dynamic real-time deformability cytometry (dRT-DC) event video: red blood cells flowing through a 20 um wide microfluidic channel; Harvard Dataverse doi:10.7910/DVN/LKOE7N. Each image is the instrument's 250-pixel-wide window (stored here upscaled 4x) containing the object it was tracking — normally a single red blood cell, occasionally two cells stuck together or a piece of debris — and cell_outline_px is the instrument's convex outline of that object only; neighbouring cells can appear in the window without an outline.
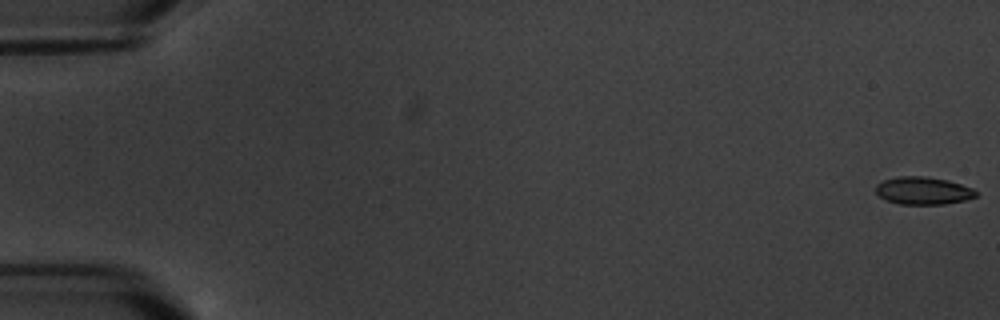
{"species": "common noctule bat (a hibernating species)", "species_latin": "Nyctalus noctula", "temperature_condition": "warm", "stored_images_in_passage": 5, "camera_frame_rate_fps": 3000, "um_per_image_px": 0.085, "animal": {"sex": "male", "body_mass_g": 20.1, "forearm_length_mm": 53.5}, "frame": {"image": 1, "passage_image": 1, "time_ms": 0.0, "image_size_px": [1000, 320], "cell_outline_px": [[976, 196], [964, 200], [944, 204], [900, 204], [884, 200], [876, 192], [876, 184], [884, 180], [900, 176], [924, 176], [948, 180], [972, 188], [976, 192]], "centroid_in_image_um": [78.43, 16.21], "position_along_channel_um": 6.6, "area_um2": 16.01}}
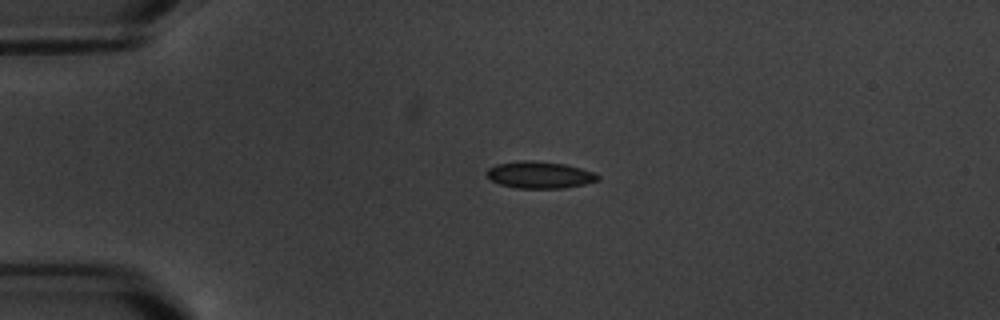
{"frame": {"image": 2, "passage_image": 4, "time_ms": 4.667, "image_size_px": [1000, 320], "cell_outline_px": [[600, 180], [584, 184], [564, 188], [516, 188], [500, 184], [492, 180], [484, 172], [488, 168], [496, 164], [520, 160], [532, 160], [564, 164], [580, 168], [592, 172], [600, 176]], "centroid_in_image_um": [45.85, 14.86], "position_along_channel_um": 39.2, "area_um2": 17.4}}